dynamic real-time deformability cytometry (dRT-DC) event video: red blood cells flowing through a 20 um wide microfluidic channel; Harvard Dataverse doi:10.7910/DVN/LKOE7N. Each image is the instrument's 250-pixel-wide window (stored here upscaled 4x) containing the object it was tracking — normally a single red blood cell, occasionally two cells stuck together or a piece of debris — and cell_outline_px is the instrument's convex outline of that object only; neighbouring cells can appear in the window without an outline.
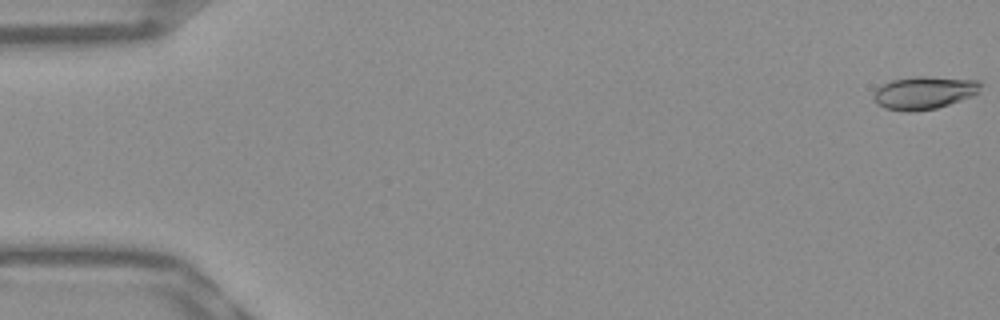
{"species": "Egyptian fruit bat (a non-hibernating species)", "species_latin": "Rousettus aegyptiacus", "temperature_condition": "warm", "stored_images_in_passage": 12, "camera_frame_rate_fps": 3000, "um_per_image_px": 0.085, "frame": {"image": 1, "passage_image": 1, "time_ms": 0.0, "image_size_px": [1000, 320], "cell_outline_px": [[980, 92], [972, 96], [936, 108], [912, 112], [908, 112], [884, 108], [876, 104], [872, 100], [872, 96], [876, 88], [892, 80], [916, 76], [928, 76], [980, 80]], "centroid_in_image_um": [78.52, 7.88], "position_along_channel_um": 6.5, "area_um2": 20.63}}